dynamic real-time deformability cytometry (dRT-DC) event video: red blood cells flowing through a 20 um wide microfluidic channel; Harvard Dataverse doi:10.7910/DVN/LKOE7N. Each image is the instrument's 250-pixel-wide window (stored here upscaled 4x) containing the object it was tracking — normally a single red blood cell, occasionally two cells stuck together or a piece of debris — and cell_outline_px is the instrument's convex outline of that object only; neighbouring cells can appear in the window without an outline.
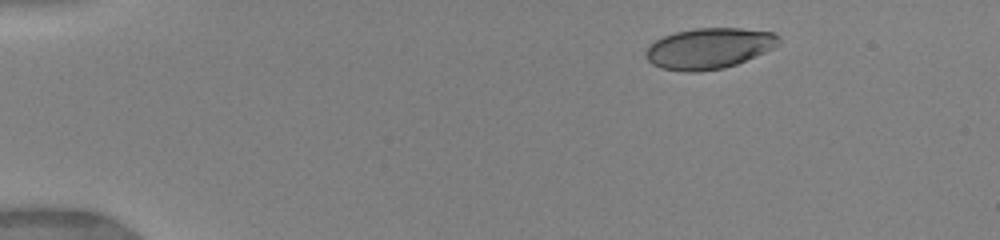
{"species": "human", "species_latin": "Homo sapiens", "temperature_condition": "warm", "stored_images_in_passage": 55, "camera_frame_rate_fps": 3000, "um_per_image_px": 0.085, "donor": {"sex": "female"}, "frame": {"image": 1, "passage_image": 1, "time_ms": 0.0, "image_size_px": [1000, 240], "cell_outline_px": [[780, 44], [764, 52], [736, 64], [724, 68], [696, 72], [688, 72], [660, 68], [652, 64], [648, 60], [644, 52], [656, 40], [664, 36], [676, 32], [696, 28], [740, 28], [772, 32], [780, 36]], "centroid_in_image_um": [60.27, 4.11], "position_along_channel_um": 24.7, "area_um2": 31.44}}
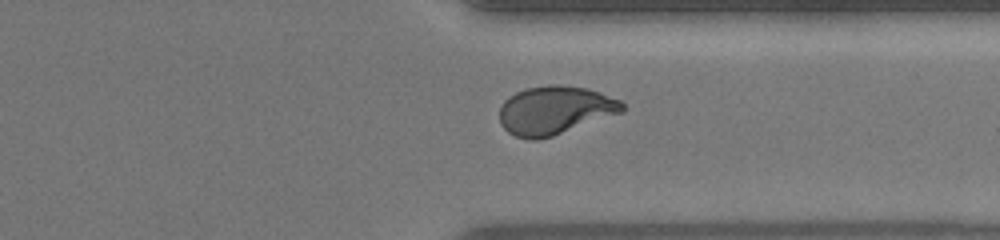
{"frame": {"image": 2, "passage_image": 42, "time_ms": 10.667, "image_size_px": [1000, 240], "cell_outline_px": [[624, 112], [552, 136], [536, 140], [528, 140], [516, 136], [508, 132], [500, 124], [500, 108], [504, 100], [508, 96], [516, 92], [528, 88], [556, 84], [584, 88], [600, 92], [620, 100], [624, 104]], "centroid_in_image_um": [47.16, 9.38], "position_along_channel_um": 364.2, "area_um2": 34.56}}
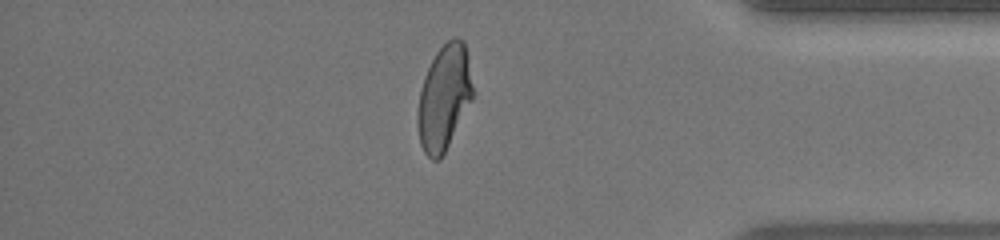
{"frame": {"image": 3, "passage_image": 45, "time_ms": 12.0, "image_size_px": [1000, 240], "cell_outline_px": [[472, 100], [440, 160], [432, 160], [424, 152], [420, 144], [416, 124], [416, 112], [420, 88], [424, 76], [436, 52], [452, 36], [456, 36], [464, 40], [472, 88]], "centroid_in_image_um": [37.7, 8.31], "position_along_channel_um": 397.5, "area_um2": 33.64}, "authors_computed_cell_mechanics": {"area_um2": 34.102, "velocity_mm_per_s": 4.0513, "shape_relaxation_time_tau1_ms": 5.2273, "shape_relaxation_time_tau2_ms": null, "deformation_change_tau1": 0.21, "deformation_change_tau2": null}}